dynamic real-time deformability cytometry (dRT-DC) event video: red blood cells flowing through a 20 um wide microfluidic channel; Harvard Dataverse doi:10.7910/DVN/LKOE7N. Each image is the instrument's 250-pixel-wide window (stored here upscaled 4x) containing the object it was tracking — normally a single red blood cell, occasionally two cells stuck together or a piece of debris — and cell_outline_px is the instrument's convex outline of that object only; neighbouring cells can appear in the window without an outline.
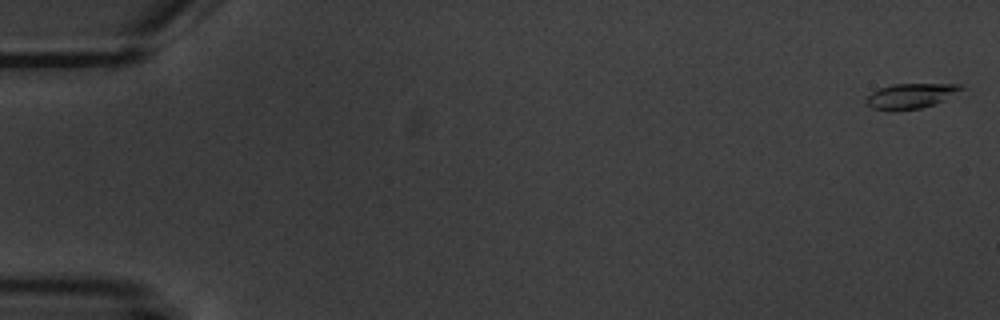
{"species": "common noctule bat (a hibernating species)", "species_latin": "Nyctalus noctula", "temperature_condition": "warm", "stored_images_in_passage": 4, "camera_frame_rate_fps": 3000, "um_per_image_px": 0.085, "animal": {"sex": "male", "body_mass_g": 20.1, "forearm_length_mm": 53.5}, "frame": {"image": 1, "passage_image": 1, "time_ms": 0.0, "image_size_px": [1000, 320], "cell_outline_px": [[964, 88], [944, 100], [920, 108], [892, 112], [888, 112], [872, 108], [864, 100], [872, 92], [880, 88], [892, 84], [960, 84]], "centroid_in_image_um": [77.35, 8.17], "position_along_channel_um": 7.6, "area_um2": 13.87}}